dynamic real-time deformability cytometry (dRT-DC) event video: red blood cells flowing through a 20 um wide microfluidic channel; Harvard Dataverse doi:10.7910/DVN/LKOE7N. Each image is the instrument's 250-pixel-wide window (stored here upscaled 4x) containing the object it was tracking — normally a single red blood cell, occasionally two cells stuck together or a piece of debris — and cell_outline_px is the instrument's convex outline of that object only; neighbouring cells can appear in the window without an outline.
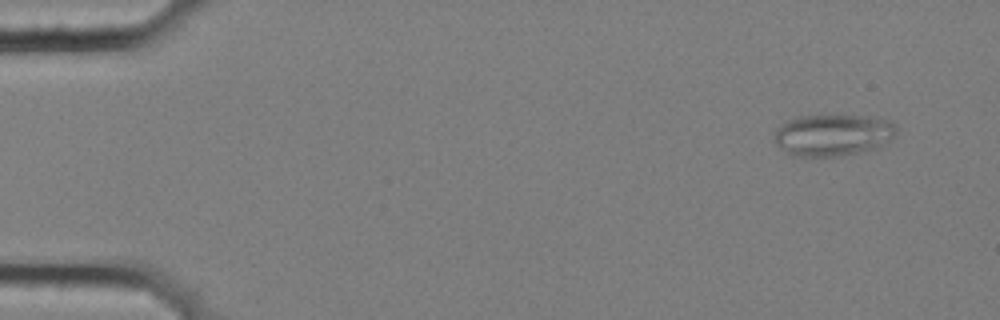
{"species": "common noctule bat (a hibernating species)", "species_latin": "Nyctalus noctula", "temperature_condition": "cold", "stored_images_in_passage": 6, "camera_frame_rate_fps": 3000, "um_per_image_px": 0.085, "animal": {"sex": "female", "body_mass_g": 25.1}, "frame": {"image": 1, "passage_image": 1, "time_ms": 0.0, "image_size_px": [1000, 320], "cell_outline_px": [[896, 132], [880, 148], [836, 156], [792, 156], [776, 144], [772, 132], [780, 124], [796, 116], [868, 116], [888, 120], [896, 128]], "centroid_in_image_um": [70.74, 11.48], "position_along_channel_um": 14.3, "area_um2": 29.59}}
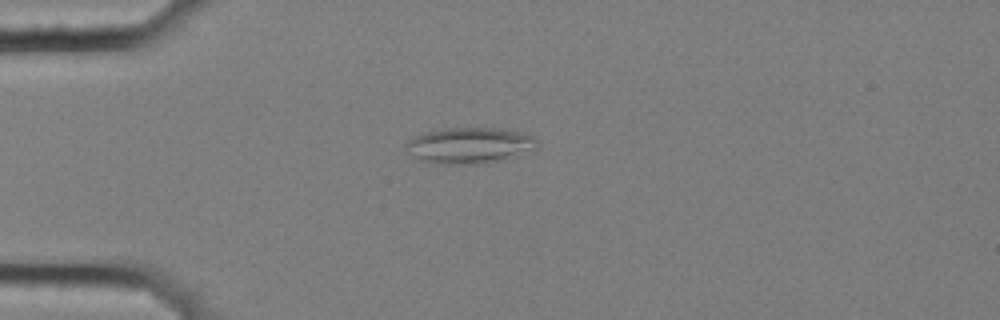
{"frame": {"image": 2, "passage_image": 4, "time_ms": 1.0, "image_size_px": [1000, 320], "cell_outline_px": [[540, 144], [536, 148], [504, 160], [488, 164], [432, 164], [420, 160], [404, 144], [408, 140], [424, 132], [444, 128], [504, 128], [524, 132], [536, 136]], "centroid_in_image_um": [40.0, 12.36], "position_along_channel_um": 45.0, "area_um2": 27.98}}